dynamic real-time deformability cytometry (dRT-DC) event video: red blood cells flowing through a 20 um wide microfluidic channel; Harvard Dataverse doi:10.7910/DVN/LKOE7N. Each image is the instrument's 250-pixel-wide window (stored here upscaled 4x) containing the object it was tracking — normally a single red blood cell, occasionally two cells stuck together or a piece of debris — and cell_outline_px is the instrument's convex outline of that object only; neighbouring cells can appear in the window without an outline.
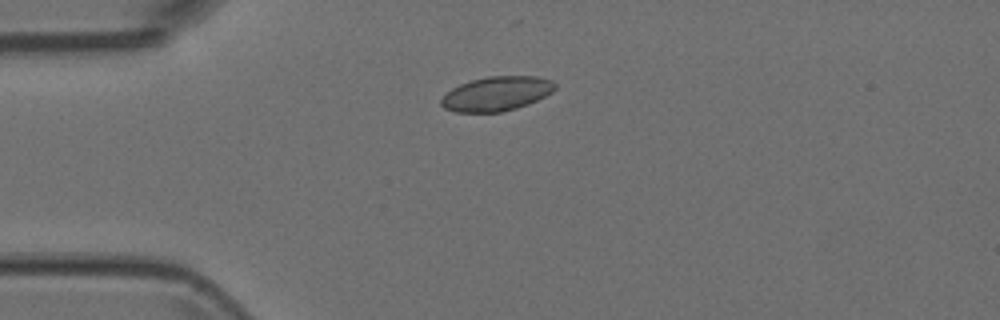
{"species": "Egyptian fruit bat (a non-hibernating species)", "species_latin": "Rousettus aegyptiacus", "temperature_condition": "room temperature", "stored_images_in_passage": 5, "camera_frame_rate_fps": 3000, "um_per_image_px": 0.085, "animal": {"sex": "female"}, "frame": {"image": 1, "passage_image": 3, "time_ms": 0.667, "image_size_px": [1000, 320], "cell_outline_px": [[556, 88], [552, 92], [528, 104], [516, 108], [500, 112], [456, 112], [444, 108], [440, 104], [440, 100], [452, 88], [460, 84], [472, 80], [488, 76], [536, 76], [552, 80], [556, 84]], "centroid_in_image_um": [42.21, 7.96], "position_along_channel_um": 42.8, "area_um2": 22.72}}
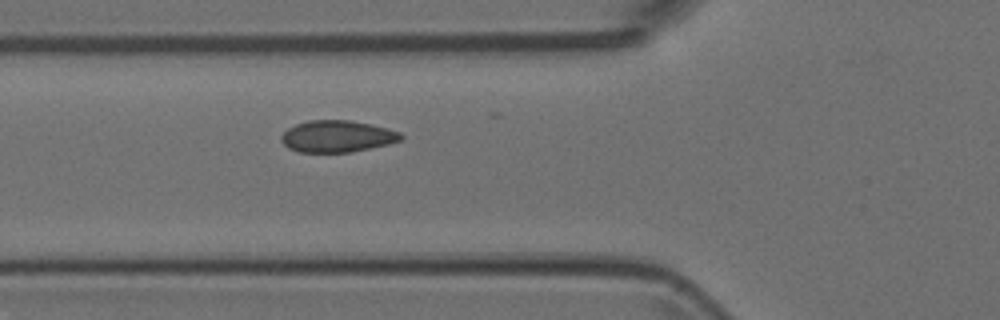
{"frame": {"image": 2, "passage_image": 5, "time_ms": 1.333, "image_size_px": [1000, 320], "cell_outline_px": [[404, 136], [400, 140], [388, 144], [352, 152], [300, 152], [288, 148], [280, 140], [280, 136], [288, 128], [296, 124], [308, 120], [348, 120], [372, 124], [388, 128], [400, 132]], "centroid_in_image_um": [28.66, 11.58], "position_along_channel_um": 97.1, "area_um2": 22.2}}